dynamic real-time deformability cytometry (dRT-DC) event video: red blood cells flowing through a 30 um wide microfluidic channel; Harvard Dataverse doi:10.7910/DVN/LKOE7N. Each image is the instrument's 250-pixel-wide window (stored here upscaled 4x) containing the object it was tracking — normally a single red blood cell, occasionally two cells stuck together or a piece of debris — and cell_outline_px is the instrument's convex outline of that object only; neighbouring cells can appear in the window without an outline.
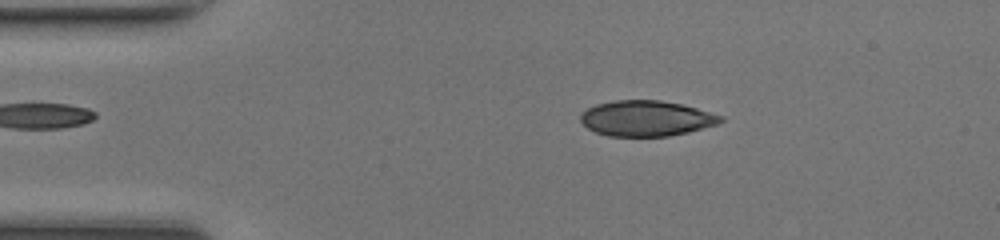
{"species": "common noctule bat (a hibernating species)", "species_latin": "Nyctalus noctula", "temperature_condition": "room temperature", "stored_images_in_passage": 47, "camera_frame_rate_fps": 3000, "um_per_image_px": 0.085, "animal": {"sex": "female", "body_mass_g": 17.0, "forearm_length_mm": 48.0}, "frame": {"image": 1, "passage_image": 8, "time_ms": 2.333, "image_size_px": [1000, 240], "cell_outline_px": [[724, 120], [716, 124], [688, 132], [668, 136], [608, 136], [596, 132], [588, 128], [580, 120], [580, 116], [588, 108], [596, 104], [612, 100], [660, 100], [680, 104], [696, 108], [724, 116]], "centroid_in_image_um": [54.93, 10.06], "position_along_channel_um": 30.1, "area_um2": 28.84}}